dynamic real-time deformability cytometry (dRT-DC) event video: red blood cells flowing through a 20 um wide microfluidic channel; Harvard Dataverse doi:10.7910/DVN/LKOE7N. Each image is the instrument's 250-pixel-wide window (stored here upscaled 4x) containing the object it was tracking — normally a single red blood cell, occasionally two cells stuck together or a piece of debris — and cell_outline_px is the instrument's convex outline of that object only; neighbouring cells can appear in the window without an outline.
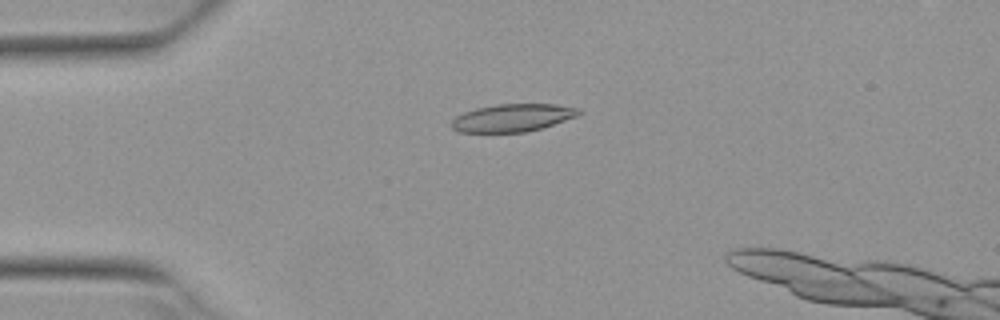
{"species": "Egyptian fruit bat (a non-hibernating species)", "species_latin": "Rousettus aegyptiacus", "temperature_condition": "warm", "stored_images_in_passage": 4, "camera_frame_rate_fps": 3000, "um_per_image_px": 0.085, "animal": {"sex": "female"}, "frame": {"image": 1, "passage_image": 3, "time_ms": 0.667, "image_size_px": [1000, 320], "cell_outline_px": [[584, 112], [576, 116], [540, 128], [524, 132], [456, 132], [448, 124], [456, 116], [464, 112], [476, 108], [496, 104], [556, 104], [580, 108]], "centroid_in_image_um": [43.53, 10.0], "position_along_channel_um": 41.5, "area_um2": 20.58}}